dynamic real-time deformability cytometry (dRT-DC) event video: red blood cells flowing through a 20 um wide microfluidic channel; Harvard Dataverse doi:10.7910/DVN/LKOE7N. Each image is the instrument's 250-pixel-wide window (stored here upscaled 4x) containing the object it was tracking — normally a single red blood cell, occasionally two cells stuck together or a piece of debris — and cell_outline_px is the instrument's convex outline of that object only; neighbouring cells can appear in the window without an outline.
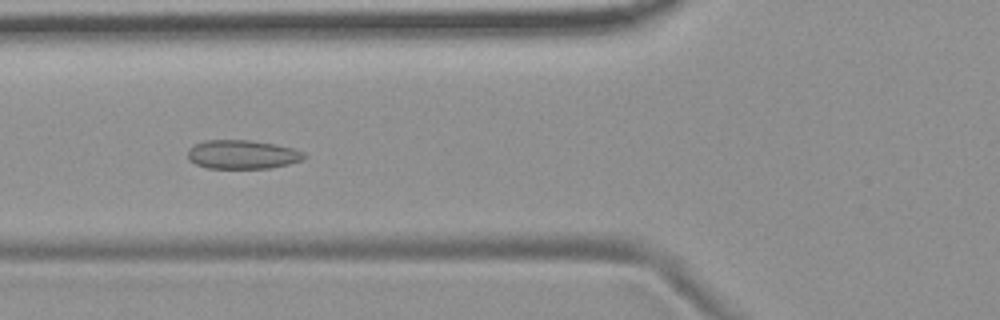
{"species": "common noctule bat (a hibernating species)", "species_latin": "Nyctalus noctula", "temperature_condition": "room temperature", "stored_images_in_passage": 55, "camera_frame_rate_fps": 3000, "um_per_image_px": 0.085, "animal": {"sex": "female", "body_mass_g": 19.9}, "frame": {"image": 1, "passage_image": 21, "time_ms": 6.667, "image_size_px": [1000, 320], "cell_outline_px": [[308, 156], [300, 160], [288, 164], [272, 168], [208, 168], [196, 164], [188, 160], [188, 148], [204, 140], [252, 140], [276, 144], [292, 148], [304, 152]], "centroid_in_image_um": [20.6, 13.12], "position_along_channel_um": 105.2, "area_um2": 19.65}}
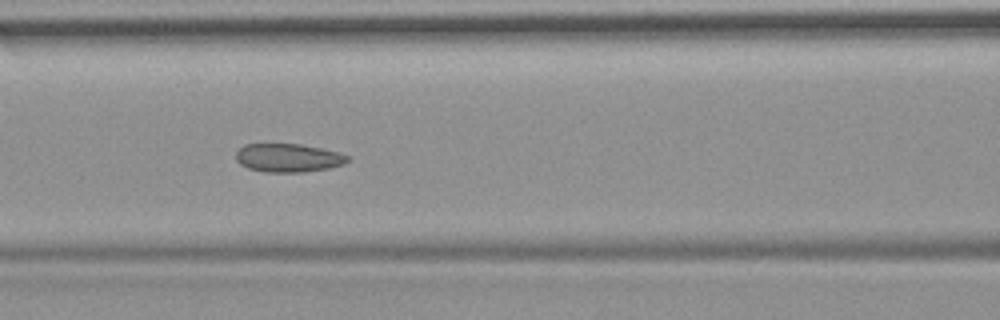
{"frame": {"image": 2, "passage_image": 24, "time_ms": 7.667, "image_size_px": [1000, 320], "cell_outline_px": [[352, 160], [344, 164], [328, 168], [304, 172], [264, 172], [248, 168], [240, 164], [236, 160], [236, 152], [244, 144], [300, 144], [340, 152], [352, 156]], "centroid_in_image_um": [24.55, 13.42], "position_along_channel_um": 142.1, "area_um2": 18.73}}
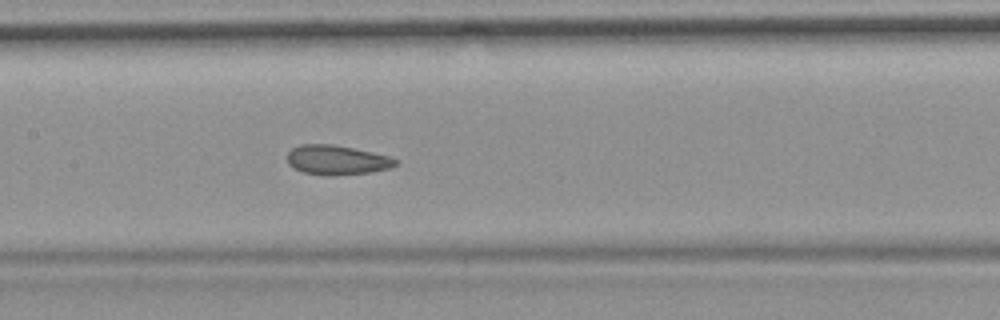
{"frame": {"image": 3, "passage_image": 27, "time_ms": 8.667, "image_size_px": [1000, 320], "cell_outline_px": [[400, 160], [392, 168], [368, 172], [332, 176], [304, 172], [288, 164], [288, 152], [292, 148], [300, 144], [332, 144], [372, 152], [388, 156]], "centroid_in_image_um": [28.65, 13.59], "position_along_channel_um": 178.8, "area_um2": 18.5}, "authors_computed_cell_mechanics": {"area_um2": 19.941, "velocity_mm_per_s": 3.6744, "shape_relaxation_time_tau1_ms": null, "shape_relaxation_time_tau2_ms": 1.9112, "deformation_change_tau1": null, "deformation_change_tau2": 0.0729}}